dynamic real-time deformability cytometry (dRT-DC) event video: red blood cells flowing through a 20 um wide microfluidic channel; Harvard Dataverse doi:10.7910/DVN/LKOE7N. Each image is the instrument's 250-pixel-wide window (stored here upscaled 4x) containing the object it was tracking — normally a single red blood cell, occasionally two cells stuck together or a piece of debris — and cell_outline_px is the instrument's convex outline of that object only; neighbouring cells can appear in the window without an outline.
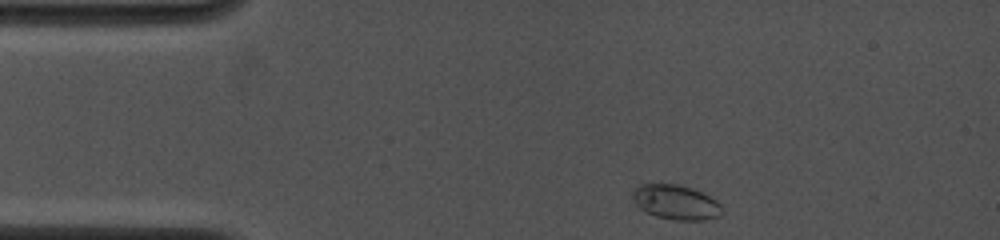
{"species": "common noctule bat (a hibernating species)", "species_latin": "Nyctalus noctula", "temperature_condition": "cold", "stored_images_in_passage": 27, "camera_frame_rate_fps": 4000, "um_per_image_px": 0.085, "animal": {"sex": "female", "body_mass_g": 19.0, "forearm_length_mm": 53.3}, "frame": {"image": 1, "passage_image": 1, "time_ms": 0.0, "image_size_px": [1000, 240], "cell_outline_px": [[724, 212], [720, 216], [704, 220], [676, 220], [656, 216], [644, 212], [632, 200], [632, 192], [640, 184], [676, 184], [692, 188], [716, 200], [724, 208]], "centroid_in_image_um": [57.46, 17.2], "position_along_channel_um": 27.5, "area_um2": 18.15}}
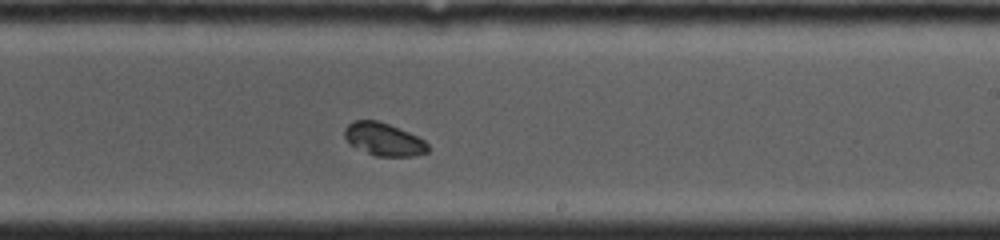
{"frame": {"image": 2, "passage_image": 16, "time_ms": 7.0, "image_size_px": [1000, 240], "cell_outline_px": [[428, 152], [416, 156], [376, 156], [348, 144], [344, 136], [344, 128], [352, 120], [376, 120], [388, 124], [408, 132], [424, 140], [428, 144]], "centroid_in_image_um": [32.59, 11.84], "position_along_channel_um": 256.4, "area_um2": 15.95}}
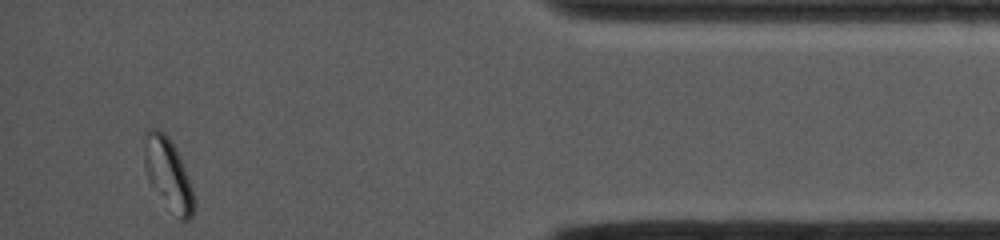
{"frame": {"image": 3, "passage_image": 27, "time_ms": 12.0, "image_size_px": [1000, 240], "cell_outline_px": [[196, 200], [192, 216], [184, 224], [180, 220], [148, 180], [144, 168], [144, 140], [148, 128], [156, 128], [164, 132], [168, 136], [184, 168], [192, 188]], "centroid_in_image_um": [14.29, 14.8], "position_along_channel_um": 420.9, "area_um2": 20.29}}